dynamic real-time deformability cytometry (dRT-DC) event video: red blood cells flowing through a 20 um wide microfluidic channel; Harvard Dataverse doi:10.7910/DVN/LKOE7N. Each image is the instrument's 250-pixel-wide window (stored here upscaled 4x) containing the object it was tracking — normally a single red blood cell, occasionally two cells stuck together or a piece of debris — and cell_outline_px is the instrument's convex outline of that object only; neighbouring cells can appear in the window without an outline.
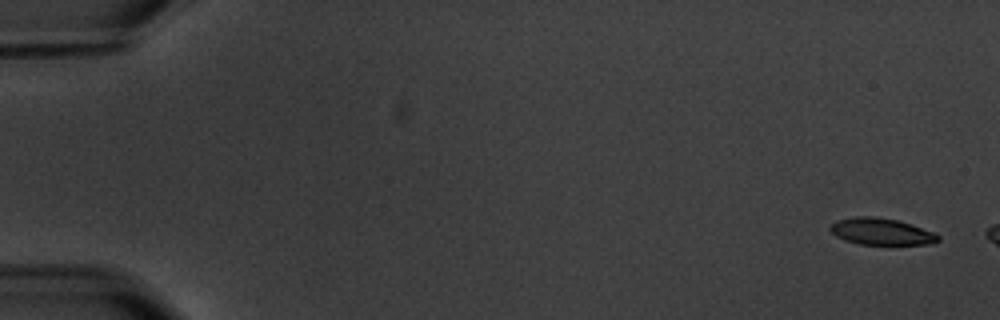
{"species": "common noctule bat (a hibernating species)", "species_latin": "Nyctalus noctula", "temperature_condition": "warm", "stored_images_in_passage": 3, "camera_frame_rate_fps": 3000, "um_per_image_px": 0.085, "animal": {"sex": "male", "body_mass_g": 20.1, "forearm_length_mm": 53.5}, "frame": {"image": 1, "passage_image": 1, "time_ms": 0.0, "image_size_px": [1000, 320], "cell_outline_px": [[940, 240], [928, 244], [860, 244], [844, 240], [836, 236], [828, 228], [836, 220], [856, 216], [872, 216], [896, 220], [912, 224], [932, 232], [940, 236]], "centroid_in_image_um": [74.88, 19.67], "position_along_channel_um": 10.1, "area_um2": 16.65}}